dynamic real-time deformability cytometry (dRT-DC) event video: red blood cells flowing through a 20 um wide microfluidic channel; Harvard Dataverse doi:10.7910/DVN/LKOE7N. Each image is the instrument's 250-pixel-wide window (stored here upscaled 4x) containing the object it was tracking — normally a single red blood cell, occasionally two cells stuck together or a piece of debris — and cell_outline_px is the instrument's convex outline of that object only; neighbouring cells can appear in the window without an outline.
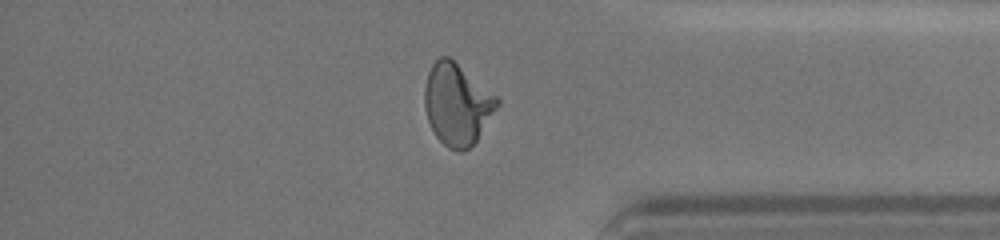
{"species": "human", "species_latin": "Homo sapiens", "temperature_condition": "cold", "stored_images_in_passage": 43, "camera_frame_rate_fps": 3000, "um_per_image_px": 0.085, "donor": {"sex": "female"}, "frame": {"image": 1, "passage_image": 42, "time_ms": 9.667, "image_size_px": [1000, 240], "cell_outline_px": [[500, 104], [476, 140], [468, 148], [460, 152], [448, 148], [436, 136], [428, 120], [424, 108], [424, 88], [428, 72], [432, 64], [440, 56], [448, 56], [496, 96], [500, 100]], "centroid_in_image_um": [38.83, 8.86], "position_along_channel_um": 396.4, "area_um2": 33.99}, "authors_computed_cell_mechanics": {"area_um2": 33.1194, "velocity_mm_per_s": 3.642, "shape_relaxation_time_tau1_ms": 3.6692, "shape_relaxation_time_tau2_ms": 1.3589, "deformation_change_tau1": 0.1765, "deformation_change_tau2": 0.0711}}